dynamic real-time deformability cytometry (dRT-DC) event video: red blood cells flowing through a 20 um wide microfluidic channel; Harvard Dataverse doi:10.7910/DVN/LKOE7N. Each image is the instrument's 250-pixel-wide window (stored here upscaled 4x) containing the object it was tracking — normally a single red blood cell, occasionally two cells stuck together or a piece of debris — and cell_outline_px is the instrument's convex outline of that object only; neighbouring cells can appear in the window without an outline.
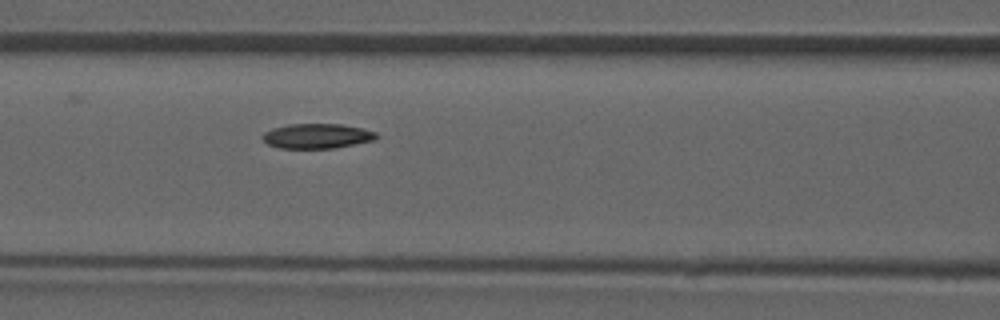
{"species": "common noctule bat (a hibernating species)", "species_latin": "Nyctalus noctula", "temperature_condition": "room temperature", "stored_images_in_passage": 6, "camera_frame_rate_fps": 3000, "um_per_image_px": 0.085, "animal": {"sex": "male", "forearm_length_mm": 52.5}, "frame": {"image": 1, "passage_image": 6, "time_ms": 7.667, "image_size_px": [1000, 320], "cell_outline_px": [[380, 136], [376, 140], [332, 148], [280, 148], [268, 144], [260, 136], [264, 132], [272, 128], [288, 124], [340, 124], [364, 128], [376, 132]], "centroid_in_image_um": [26.97, 11.55], "position_along_channel_um": 139.6, "area_um2": 16.59}}